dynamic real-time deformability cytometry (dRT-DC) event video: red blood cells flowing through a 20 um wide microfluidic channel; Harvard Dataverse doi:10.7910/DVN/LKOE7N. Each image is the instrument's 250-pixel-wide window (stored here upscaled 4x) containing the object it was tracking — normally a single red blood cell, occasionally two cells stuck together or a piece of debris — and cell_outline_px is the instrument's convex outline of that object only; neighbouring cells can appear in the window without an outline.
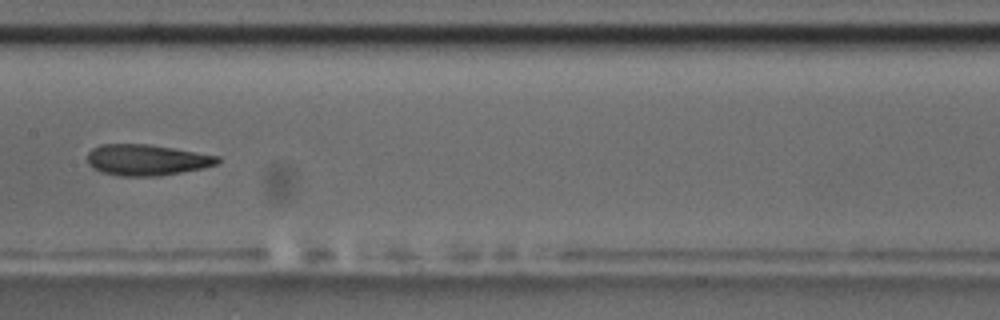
{"species": "common noctule bat (a hibernating species)", "species_latin": "Nyctalus noctula", "temperature_condition": "room temperature", "stored_images_in_passage": 14, "camera_frame_rate_fps": 3000, "um_per_image_px": 0.085, "animal": {"sex": "male", "body_mass_g": 17.5, "forearm_length_mm": 52.3}, "frame": {"image": 1, "passage_image": 7, "time_ms": 8.0, "image_size_px": [1000, 320], "cell_outline_px": [[220, 160], [216, 164], [204, 168], [160, 176], [120, 176], [100, 172], [92, 168], [88, 164], [88, 152], [92, 148], [100, 144], [148, 144], [220, 156]], "centroid_in_image_um": [12.44, 13.6], "position_along_channel_um": 195.0, "area_um2": 23.64}}
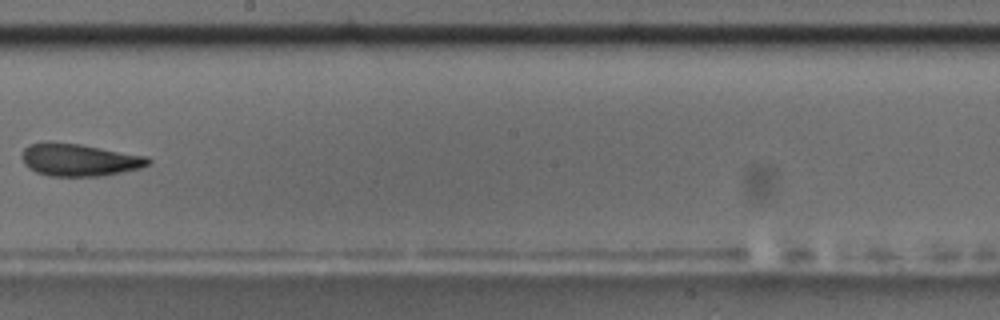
{"frame": {"image": 2, "passage_image": 8, "time_ms": 9.333, "image_size_px": [1000, 320], "cell_outline_px": [[152, 160], [148, 164], [140, 168], [100, 176], [48, 176], [36, 172], [28, 168], [24, 164], [20, 156], [24, 148], [28, 144], [44, 140], [48, 140], [80, 144], [148, 156]], "centroid_in_image_um": [6.66, 13.56], "position_along_channel_um": 241.5, "area_um2": 24.28}, "authors_computed_cell_mechanics": {"area_um2": 24.1604, "velocity_mm_per_s": 3.5051, "shape_relaxation_time_tau1_ms": 3.936, "shape_relaxation_time_tau2_ms": 2.0156, "deformation_change_tau1": 0.1155, "deformation_change_tau2": 0.0885}}